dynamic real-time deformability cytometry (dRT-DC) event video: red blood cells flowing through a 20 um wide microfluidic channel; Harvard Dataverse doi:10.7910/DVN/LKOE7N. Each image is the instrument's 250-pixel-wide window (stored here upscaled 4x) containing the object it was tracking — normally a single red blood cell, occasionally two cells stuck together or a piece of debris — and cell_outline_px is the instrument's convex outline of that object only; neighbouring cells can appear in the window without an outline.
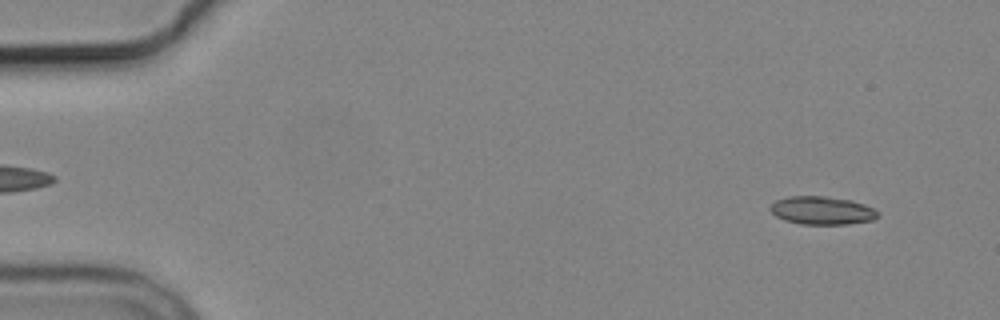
{"species": "common noctule bat (a hibernating species)", "species_latin": "Nyctalus noctula", "temperature_condition": "cold", "stored_images_in_passage": 5, "camera_frame_rate_fps": 3000, "um_per_image_px": 0.085, "animal": {"sex": "male", "body_mass_g": 19.2, "forearm_length_mm": 51.8}, "frame": {"image": 1, "passage_image": 1, "time_ms": 0.0, "image_size_px": [1000, 320], "cell_outline_px": [[880, 216], [872, 220], [848, 224], [800, 224], [784, 220], [776, 216], [768, 208], [776, 200], [788, 196], [824, 196], [852, 200], [864, 204], [872, 208]], "centroid_in_image_um": [69.85, 17.89], "position_along_channel_um": 15.2, "area_um2": 17.63}}
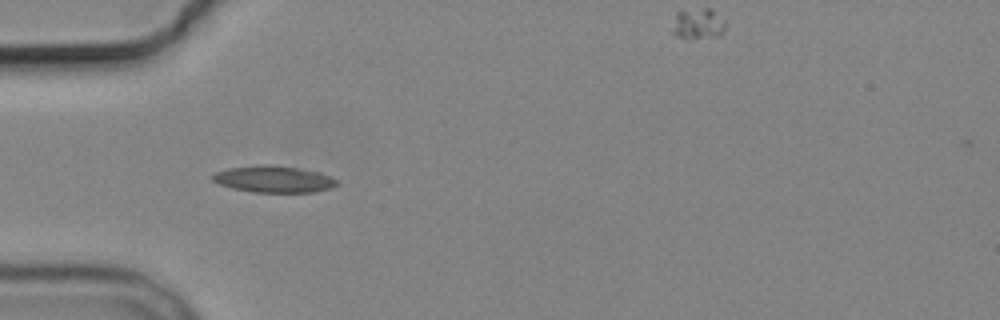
{"frame": {"image": 2, "passage_image": 4, "time_ms": 4.333, "image_size_px": [1000, 320], "cell_outline_px": [[340, 184], [328, 188], [312, 192], [252, 192], [232, 188], [220, 184], [212, 180], [212, 176], [216, 172], [228, 168], [264, 164], [272, 164], [320, 172], [336, 180]], "centroid_in_image_um": [23.24, 15.22], "position_along_channel_um": 61.8, "area_um2": 19.13}}
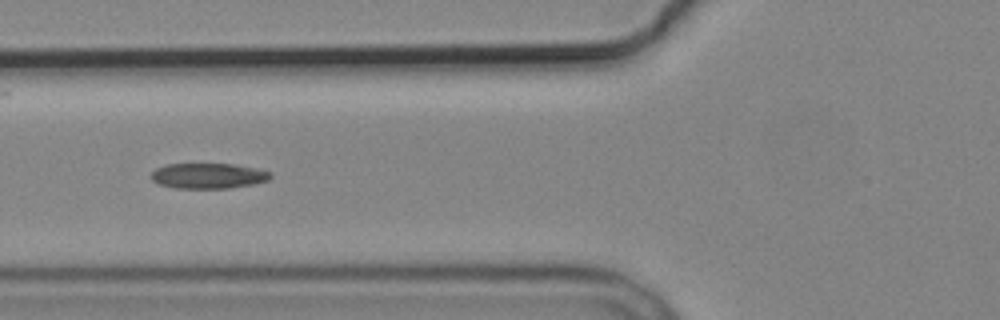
{"frame": {"image": 3, "passage_image": 5, "time_ms": 5.667, "image_size_px": [1000, 320], "cell_outline_px": [[272, 176], [268, 180], [252, 184], [228, 188], [176, 188], [160, 184], [152, 180], [152, 172], [156, 168], [168, 164], [232, 164], [272, 172]], "centroid_in_image_um": [17.7, 14.94], "position_along_channel_um": 108.1, "area_um2": 17.4}}